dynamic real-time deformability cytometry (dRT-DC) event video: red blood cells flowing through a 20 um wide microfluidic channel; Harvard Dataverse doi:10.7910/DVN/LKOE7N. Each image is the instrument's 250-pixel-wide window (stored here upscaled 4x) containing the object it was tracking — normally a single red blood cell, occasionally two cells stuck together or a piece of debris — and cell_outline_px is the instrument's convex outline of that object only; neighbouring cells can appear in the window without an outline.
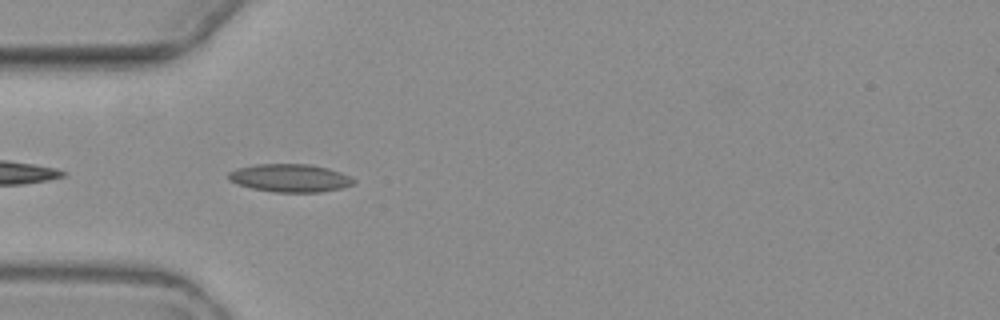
{"species": "common noctule bat (a hibernating species)", "species_latin": "Nyctalus noctula", "temperature_condition": "warm", "stored_images_in_passage": 5, "camera_frame_rate_fps": 3000, "um_per_image_px": 0.085, "animal": {"sex": "female", "body_mass_g": 19.3, "forearm_length_mm": 54.1}, "frame": {"image": 1, "passage_image": 3, "time_ms": 2.333, "image_size_px": [1000, 320], "cell_outline_px": [[356, 184], [340, 188], [320, 192], [276, 192], [252, 188], [228, 180], [228, 172], [236, 168], [252, 164], [312, 164], [328, 168], [340, 172], [356, 180]], "centroid_in_image_um": [24.65, 15.12], "position_along_channel_um": 60.3, "area_um2": 20.46}}
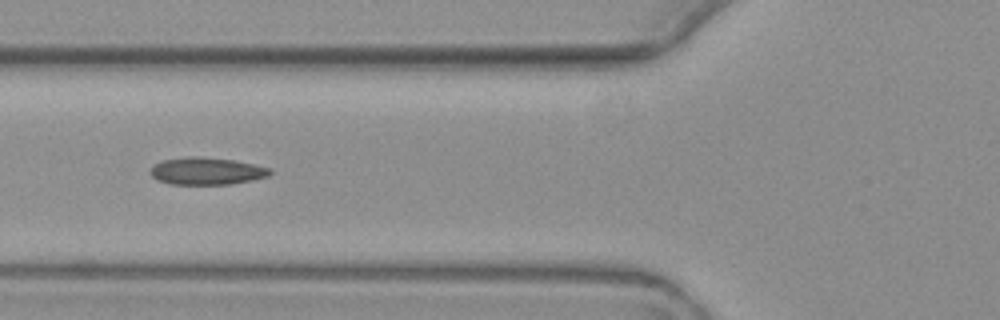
{"frame": {"image": 2, "passage_image": 4, "time_ms": 3.667, "image_size_px": [1000, 320], "cell_outline_px": [[272, 172], [268, 176], [252, 180], [232, 184], [172, 184], [156, 180], [152, 176], [152, 164], [160, 160], [188, 156], [196, 156], [232, 160], [252, 164], [268, 168]], "centroid_in_image_um": [17.51, 14.54], "position_along_channel_um": 108.3, "area_um2": 18.9}}
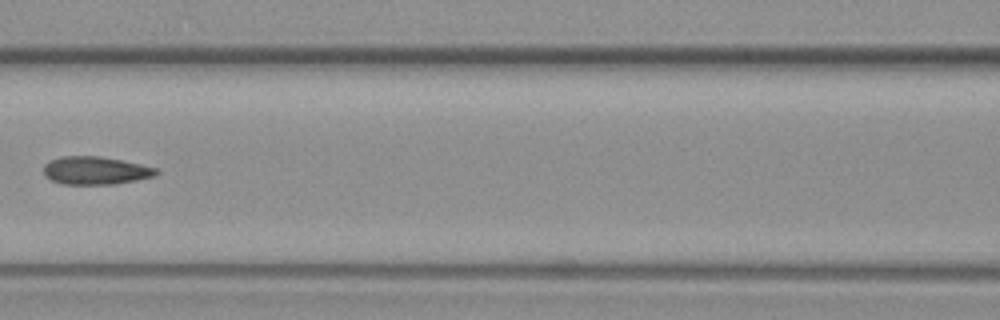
{"frame": {"image": 3, "passage_image": 5, "time_ms": 5.0, "image_size_px": [1000, 320], "cell_outline_px": [[160, 172], [152, 176], [116, 184], [64, 184], [52, 180], [44, 176], [44, 164], [48, 160], [60, 156], [100, 156], [160, 168]], "centroid_in_image_um": [8.09, 14.48], "position_along_channel_um": 158.5, "area_um2": 18.38}}